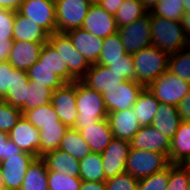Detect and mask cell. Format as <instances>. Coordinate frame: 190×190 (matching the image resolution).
I'll use <instances>...</instances> for the list:
<instances>
[{"instance_id":"7","label":"cell","mask_w":190,"mask_h":190,"mask_svg":"<svg viewBox=\"0 0 190 190\" xmlns=\"http://www.w3.org/2000/svg\"><path fill=\"white\" fill-rule=\"evenodd\" d=\"M122 44L127 54H134L142 48L152 46L151 12L133 23L118 28Z\"/></svg>"},{"instance_id":"58","label":"cell","mask_w":190,"mask_h":190,"mask_svg":"<svg viewBox=\"0 0 190 190\" xmlns=\"http://www.w3.org/2000/svg\"><path fill=\"white\" fill-rule=\"evenodd\" d=\"M0 190H5V185H4L2 171H1V166H0Z\"/></svg>"},{"instance_id":"21","label":"cell","mask_w":190,"mask_h":190,"mask_svg":"<svg viewBox=\"0 0 190 190\" xmlns=\"http://www.w3.org/2000/svg\"><path fill=\"white\" fill-rule=\"evenodd\" d=\"M79 132L88 143L91 152L96 153H102L114 138L107 119H101L96 124L85 125V128Z\"/></svg>"},{"instance_id":"51","label":"cell","mask_w":190,"mask_h":190,"mask_svg":"<svg viewBox=\"0 0 190 190\" xmlns=\"http://www.w3.org/2000/svg\"><path fill=\"white\" fill-rule=\"evenodd\" d=\"M14 40H0V62L8 61Z\"/></svg>"},{"instance_id":"42","label":"cell","mask_w":190,"mask_h":190,"mask_svg":"<svg viewBox=\"0 0 190 190\" xmlns=\"http://www.w3.org/2000/svg\"><path fill=\"white\" fill-rule=\"evenodd\" d=\"M169 183V166L138 182V190H166Z\"/></svg>"},{"instance_id":"22","label":"cell","mask_w":190,"mask_h":190,"mask_svg":"<svg viewBox=\"0 0 190 190\" xmlns=\"http://www.w3.org/2000/svg\"><path fill=\"white\" fill-rule=\"evenodd\" d=\"M49 34L31 19L15 11L13 40L30 42H47Z\"/></svg>"},{"instance_id":"61","label":"cell","mask_w":190,"mask_h":190,"mask_svg":"<svg viewBox=\"0 0 190 190\" xmlns=\"http://www.w3.org/2000/svg\"><path fill=\"white\" fill-rule=\"evenodd\" d=\"M187 47L190 48V35L187 37Z\"/></svg>"},{"instance_id":"32","label":"cell","mask_w":190,"mask_h":190,"mask_svg":"<svg viewBox=\"0 0 190 190\" xmlns=\"http://www.w3.org/2000/svg\"><path fill=\"white\" fill-rule=\"evenodd\" d=\"M23 116L38 130L43 126L65 125L54 111L52 103L26 111Z\"/></svg>"},{"instance_id":"6","label":"cell","mask_w":190,"mask_h":190,"mask_svg":"<svg viewBox=\"0 0 190 190\" xmlns=\"http://www.w3.org/2000/svg\"><path fill=\"white\" fill-rule=\"evenodd\" d=\"M146 88L160 103L177 106L190 91V83L167 70Z\"/></svg>"},{"instance_id":"24","label":"cell","mask_w":190,"mask_h":190,"mask_svg":"<svg viewBox=\"0 0 190 190\" xmlns=\"http://www.w3.org/2000/svg\"><path fill=\"white\" fill-rule=\"evenodd\" d=\"M181 123L177 106L160 103L151 126L172 139Z\"/></svg>"},{"instance_id":"29","label":"cell","mask_w":190,"mask_h":190,"mask_svg":"<svg viewBox=\"0 0 190 190\" xmlns=\"http://www.w3.org/2000/svg\"><path fill=\"white\" fill-rule=\"evenodd\" d=\"M53 91V89L45 85L34 84V81L29 80V85L26 87L25 104L20 109L22 114L30 109L51 103Z\"/></svg>"},{"instance_id":"41","label":"cell","mask_w":190,"mask_h":190,"mask_svg":"<svg viewBox=\"0 0 190 190\" xmlns=\"http://www.w3.org/2000/svg\"><path fill=\"white\" fill-rule=\"evenodd\" d=\"M22 115L20 109L0 99V131L9 133Z\"/></svg>"},{"instance_id":"31","label":"cell","mask_w":190,"mask_h":190,"mask_svg":"<svg viewBox=\"0 0 190 190\" xmlns=\"http://www.w3.org/2000/svg\"><path fill=\"white\" fill-rule=\"evenodd\" d=\"M79 178L82 181H106L101 153L91 152L80 160Z\"/></svg>"},{"instance_id":"52","label":"cell","mask_w":190,"mask_h":190,"mask_svg":"<svg viewBox=\"0 0 190 190\" xmlns=\"http://www.w3.org/2000/svg\"><path fill=\"white\" fill-rule=\"evenodd\" d=\"M79 190H106L105 182L82 181Z\"/></svg>"},{"instance_id":"13","label":"cell","mask_w":190,"mask_h":190,"mask_svg":"<svg viewBox=\"0 0 190 190\" xmlns=\"http://www.w3.org/2000/svg\"><path fill=\"white\" fill-rule=\"evenodd\" d=\"M37 157L23 152L12 155L9 159L3 160L0 164L5 190H19L26 171Z\"/></svg>"},{"instance_id":"20","label":"cell","mask_w":190,"mask_h":190,"mask_svg":"<svg viewBox=\"0 0 190 190\" xmlns=\"http://www.w3.org/2000/svg\"><path fill=\"white\" fill-rule=\"evenodd\" d=\"M66 34L70 37L73 46L90 64L97 63L103 46V38L95 37L83 28L69 30Z\"/></svg>"},{"instance_id":"14","label":"cell","mask_w":190,"mask_h":190,"mask_svg":"<svg viewBox=\"0 0 190 190\" xmlns=\"http://www.w3.org/2000/svg\"><path fill=\"white\" fill-rule=\"evenodd\" d=\"M81 28L95 37L103 39L118 31L114 15L107 12L99 4H91Z\"/></svg>"},{"instance_id":"23","label":"cell","mask_w":190,"mask_h":190,"mask_svg":"<svg viewBox=\"0 0 190 190\" xmlns=\"http://www.w3.org/2000/svg\"><path fill=\"white\" fill-rule=\"evenodd\" d=\"M41 158L45 162L48 171L79 177L80 161L67 152L57 149L46 153Z\"/></svg>"},{"instance_id":"59","label":"cell","mask_w":190,"mask_h":190,"mask_svg":"<svg viewBox=\"0 0 190 190\" xmlns=\"http://www.w3.org/2000/svg\"><path fill=\"white\" fill-rule=\"evenodd\" d=\"M184 1V10L185 12L190 11V0H183Z\"/></svg>"},{"instance_id":"60","label":"cell","mask_w":190,"mask_h":190,"mask_svg":"<svg viewBox=\"0 0 190 190\" xmlns=\"http://www.w3.org/2000/svg\"><path fill=\"white\" fill-rule=\"evenodd\" d=\"M90 4H99L101 0H88Z\"/></svg>"},{"instance_id":"12","label":"cell","mask_w":190,"mask_h":190,"mask_svg":"<svg viewBox=\"0 0 190 190\" xmlns=\"http://www.w3.org/2000/svg\"><path fill=\"white\" fill-rule=\"evenodd\" d=\"M51 103L59 120L68 128H72L77 118L76 81L65 83L53 91Z\"/></svg>"},{"instance_id":"17","label":"cell","mask_w":190,"mask_h":190,"mask_svg":"<svg viewBox=\"0 0 190 190\" xmlns=\"http://www.w3.org/2000/svg\"><path fill=\"white\" fill-rule=\"evenodd\" d=\"M130 143L131 148L163 153L169 159L171 139L151 125L141 126Z\"/></svg>"},{"instance_id":"54","label":"cell","mask_w":190,"mask_h":190,"mask_svg":"<svg viewBox=\"0 0 190 190\" xmlns=\"http://www.w3.org/2000/svg\"><path fill=\"white\" fill-rule=\"evenodd\" d=\"M181 24L184 29V33L186 34V37L190 35V11L185 12L183 14V17L181 19Z\"/></svg>"},{"instance_id":"35","label":"cell","mask_w":190,"mask_h":190,"mask_svg":"<svg viewBox=\"0 0 190 190\" xmlns=\"http://www.w3.org/2000/svg\"><path fill=\"white\" fill-rule=\"evenodd\" d=\"M38 61L48 66L65 83H68V65L48 41L44 43Z\"/></svg>"},{"instance_id":"15","label":"cell","mask_w":190,"mask_h":190,"mask_svg":"<svg viewBox=\"0 0 190 190\" xmlns=\"http://www.w3.org/2000/svg\"><path fill=\"white\" fill-rule=\"evenodd\" d=\"M9 138L23 152L40 158V132L23 115L9 132Z\"/></svg>"},{"instance_id":"46","label":"cell","mask_w":190,"mask_h":190,"mask_svg":"<svg viewBox=\"0 0 190 190\" xmlns=\"http://www.w3.org/2000/svg\"><path fill=\"white\" fill-rule=\"evenodd\" d=\"M15 11L0 8V40H13Z\"/></svg>"},{"instance_id":"38","label":"cell","mask_w":190,"mask_h":190,"mask_svg":"<svg viewBox=\"0 0 190 190\" xmlns=\"http://www.w3.org/2000/svg\"><path fill=\"white\" fill-rule=\"evenodd\" d=\"M168 70L190 83V48L181 49L169 55Z\"/></svg>"},{"instance_id":"48","label":"cell","mask_w":190,"mask_h":190,"mask_svg":"<svg viewBox=\"0 0 190 190\" xmlns=\"http://www.w3.org/2000/svg\"><path fill=\"white\" fill-rule=\"evenodd\" d=\"M23 153V150L17 147L9 138L7 142L0 145V164L3 160L9 159L12 155Z\"/></svg>"},{"instance_id":"9","label":"cell","mask_w":190,"mask_h":190,"mask_svg":"<svg viewBox=\"0 0 190 190\" xmlns=\"http://www.w3.org/2000/svg\"><path fill=\"white\" fill-rule=\"evenodd\" d=\"M18 12L38 24L49 35L56 32V9L53 0H23Z\"/></svg>"},{"instance_id":"25","label":"cell","mask_w":190,"mask_h":190,"mask_svg":"<svg viewBox=\"0 0 190 190\" xmlns=\"http://www.w3.org/2000/svg\"><path fill=\"white\" fill-rule=\"evenodd\" d=\"M187 156H190V122H181L171 139L169 162L179 164Z\"/></svg>"},{"instance_id":"53","label":"cell","mask_w":190,"mask_h":190,"mask_svg":"<svg viewBox=\"0 0 190 190\" xmlns=\"http://www.w3.org/2000/svg\"><path fill=\"white\" fill-rule=\"evenodd\" d=\"M23 0H0V8L18 11Z\"/></svg>"},{"instance_id":"19","label":"cell","mask_w":190,"mask_h":190,"mask_svg":"<svg viewBox=\"0 0 190 190\" xmlns=\"http://www.w3.org/2000/svg\"><path fill=\"white\" fill-rule=\"evenodd\" d=\"M44 43L14 40L8 62L16 69L27 71L38 61Z\"/></svg>"},{"instance_id":"37","label":"cell","mask_w":190,"mask_h":190,"mask_svg":"<svg viewBox=\"0 0 190 190\" xmlns=\"http://www.w3.org/2000/svg\"><path fill=\"white\" fill-rule=\"evenodd\" d=\"M68 127L66 125L43 126L40 132V157L48 152L57 150L64 133Z\"/></svg>"},{"instance_id":"8","label":"cell","mask_w":190,"mask_h":190,"mask_svg":"<svg viewBox=\"0 0 190 190\" xmlns=\"http://www.w3.org/2000/svg\"><path fill=\"white\" fill-rule=\"evenodd\" d=\"M90 6L88 0L56 1V32L66 33L81 28Z\"/></svg>"},{"instance_id":"27","label":"cell","mask_w":190,"mask_h":190,"mask_svg":"<svg viewBox=\"0 0 190 190\" xmlns=\"http://www.w3.org/2000/svg\"><path fill=\"white\" fill-rule=\"evenodd\" d=\"M19 190H48V170L41 157L28 167Z\"/></svg>"},{"instance_id":"45","label":"cell","mask_w":190,"mask_h":190,"mask_svg":"<svg viewBox=\"0 0 190 190\" xmlns=\"http://www.w3.org/2000/svg\"><path fill=\"white\" fill-rule=\"evenodd\" d=\"M107 66L111 71L123 75L127 80L135 81V67L131 54H126L122 60L111 62V65Z\"/></svg>"},{"instance_id":"26","label":"cell","mask_w":190,"mask_h":190,"mask_svg":"<svg viewBox=\"0 0 190 190\" xmlns=\"http://www.w3.org/2000/svg\"><path fill=\"white\" fill-rule=\"evenodd\" d=\"M159 105L160 102L157 98L147 88H144L132 107L133 113L136 114V118L141 126L151 125Z\"/></svg>"},{"instance_id":"34","label":"cell","mask_w":190,"mask_h":190,"mask_svg":"<svg viewBox=\"0 0 190 190\" xmlns=\"http://www.w3.org/2000/svg\"><path fill=\"white\" fill-rule=\"evenodd\" d=\"M29 80L34 81V84L45 85L53 90L62 87L65 82L57 76L48 66L40 64L36 61L27 71Z\"/></svg>"},{"instance_id":"39","label":"cell","mask_w":190,"mask_h":190,"mask_svg":"<svg viewBox=\"0 0 190 190\" xmlns=\"http://www.w3.org/2000/svg\"><path fill=\"white\" fill-rule=\"evenodd\" d=\"M153 15L181 22L184 10L183 0H160L150 11Z\"/></svg>"},{"instance_id":"33","label":"cell","mask_w":190,"mask_h":190,"mask_svg":"<svg viewBox=\"0 0 190 190\" xmlns=\"http://www.w3.org/2000/svg\"><path fill=\"white\" fill-rule=\"evenodd\" d=\"M127 53L118 33L104 38L102 50L97 64L111 65V62L122 60Z\"/></svg>"},{"instance_id":"49","label":"cell","mask_w":190,"mask_h":190,"mask_svg":"<svg viewBox=\"0 0 190 190\" xmlns=\"http://www.w3.org/2000/svg\"><path fill=\"white\" fill-rule=\"evenodd\" d=\"M181 122H190V91L183 97L177 105Z\"/></svg>"},{"instance_id":"4","label":"cell","mask_w":190,"mask_h":190,"mask_svg":"<svg viewBox=\"0 0 190 190\" xmlns=\"http://www.w3.org/2000/svg\"><path fill=\"white\" fill-rule=\"evenodd\" d=\"M48 42L68 65V83L81 80L91 64L73 46L70 37L66 33L54 32L49 35Z\"/></svg>"},{"instance_id":"16","label":"cell","mask_w":190,"mask_h":190,"mask_svg":"<svg viewBox=\"0 0 190 190\" xmlns=\"http://www.w3.org/2000/svg\"><path fill=\"white\" fill-rule=\"evenodd\" d=\"M127 79L114 71H111L108 66L101 64H91L89 70L81 81L89 88L94 89L100 94L107 91V89H113L118 87Z\"/></svg>"},{"instance_id":"50","label":"cell","mask_w":190,"mask_h":190,"mask_svg":"<svg viewBox=\"0 0 190 190\" xmlns=\"http://www.w3.org/2000/svg\"><path fill=\"white\" fill-rule=\"evenodd\" d=\"M124 0H101L99 5L107 12L115 15Z\"/></svg>"},{"instance_id":"5","label":"cell","mask_w":190,"mask_h":190,"mask_svg":"<svg viewBox=\"0 0 190 190\" xmlns=\"http://www.w3.org/2000/svg\"><path fill=\"white\" fill-rule=\"evenodd\" d=\"M169 165V159L163 153L131 148L126 161V172L140 180L163 171Z\"/></svg>"},{"instance_id":"18","label":"cell","mask_w":190,"mask_h":190,"mask_svg":"<svg viewBox=\"0 0 190 190\" xmlns=\"http://www.w3.org/2000/svg\"><path fill=\"white\" fill-rule=\"evenodd\" d=\"M107 121L115 138L131 141L140 130L133 108L108 113Z\"/></svg>"},{"instance_id":"36","label":"cell","mask_w":190,"mask_h":190,"mask_svg":"<svg viewBox=\"0 0 190 190\" xmlns=\"http://www.w3.org/2000/svg\"><path fill=\"white\" fill-rule=\"evenodd\" d=\"M149 11L140 0H124L114 15L117 27L128 25L146 15Z\"/></svg>"},{"instance_id":"30","label":"cell","mask_w":190,"mask_h":190,"mask_svg":"<svg viewBox=\"0 0 190 190\" xmlns=\"http://www.w3.org/2000/svg\"><path fill=\"white\" fill-rule=\"evenodd\" d=\"M16 84H29L26 71L14 68L8 61L0 62V99Z\"/></svg>"},{"instance_id":"2","label":"cell","mask_w":190,"mask_h":190,"mask_svg":"<svg viewBox=\"0 0 190 190\" xmlns=\"http://www.w3.org/2000/svg\"><path fill=\"white\" fill-rule=\"evenodd\" d=\"M169 53L148 46L132 54L135 67V81L145 88L168 70Z\"/></svg>"},{"instance_id":"40","label":"cell","mask_w":190,"mask_h":190,"mask_svg":"<svg viewBox=\"0 0 190 190\" xmlns=\"http://www.w3.org/2000/svg\"><path fill=\"white\" fill-rule=\"evenodd\" d=\"M81 183L79 177L48 171V190H79Z\"/></svg>"},{"instance_id":"44","label":"cell","mask_w":190,"mask_h":190,"mask_svg":"<svg viewBox=\"0 0 190 190\" xmlns=\"http://www.w3.org/2000/svg\"><path fill=\"white\" fill-rule=\"evenodd\" d=\"M139 180L124 172L105 181L106 190H138Z\"/></svg>"},{"instance_id":"43","label":"cell","mask_w":190,"mask_h":190,"mask_svg":"<svg viewBox=\"0 0 190 190\" xmlns=\"http://www.w3.org/2000/svg\"><path fill=\"white\" fill-rule=\"evenodd\" d=\"M190 175L179 165H169V183L166 190H188Z\"/></svg>"},{"instance_id":"10","label":"cell","mask_w":190,"mask_h":190,"mask_svg":"<svg viewBox=\"0 0 190 190\" xmlns=\"http://www.w3.org/2000/svg\"><path fill=\"white\" fill-rule=\"evenodd\" d=\"M144 88L136 81L126 80L118 87L107 89L102 93V98L108 113L132 108Z\"/></svg>"},{"instance_id":"3","label":"cell","mask_w":190,"mask_h":190,"mask_svg":"<svg viewBox=\"0 0 190 190\" xmlns=\"http://www.w3.org/2000/svg\"><path fill=\"white\" fill-rule=\"evenodd\" d=\"M152 46L169 54L187 48V37L181 22L151 13Z\"/></svg>"},{"instance_id":"47","label":"cell","mask_w":190,"mask_h":190,"mask_svg":"<svg viewBox=\"0 0 190 190\" xmlns=\"http://www.w3.org/2000/svg\"><path fill=\"white\" fill-rule=\"evenodd\" d=\"M29 84H16L8 90L7 95L2 99L11 106L21 109L25 104L26 87Z\"/></svg>"},{"instance_id":"11","label":"cell","mask_w":190,"mask_h":190,"mask_svg":"<svg viewBox=\"0 0 190 190\" xmlns=\"http://www.w3.org/2000/svg\"><path fill=\"white\" fill-rule=\"evenodd\" d=\"M131 149V143L113 138L101 153L105 180L126 172V161Z\"/></svg>"},{"instance_id":"57","label":"cell","mask_w":190,"mask_h":190,"mask_svg":"<svg viewBox=\"0 0 190 190\" xmlns=\"http://www.w3.org/2000/svg\"><path fill=\"white\" fill-rule=\"evenodd\" d=\"M9 139V133L0 131V145H3Z\"/></svg>"},{"instance_id":"1","label":"cell","mask_w":190,"mask_h":190,"mask_svg":"<svg viewBox=\"0 0 190 190\" xmlns=\"http://www.w3.org/2000/svg\"><path fill=\"white\" fill-rule=\"evenodd\" d=\"M77 118L73 129L85 128V125L96 124L101 119H107L108 111L102 94L89 88L81 80H76Z\"/></svg>"},{"instance_id":"55","label":"cell","mask_w":190,"mask_h":190,"mask_svg":"<svg viewBox=\"0 0 190 190\" xmlns=\"http://www.w3.org/2000/svg\"><path fill=\"white\" fill-rule=\"evenodd\" d=\"M148 11H151L160 0H140Z\"/></svg>"},{"instance_id":"28","label":"cell","mask_w":190,"mask_h":190,"mask_svg":"<svg viewBox=\"0 0 190 190\" xmlns=\"http://www.w3.org/2000/svg\"><path fill=\"white\" fill-rule=\"evenodd\" d=\"M58 149L67 152L79 161L91 153L88 143L82 138L80 132L73 128L66 130Z\"/></svg>"},{"instance_id":"56","label":"cell","mask_w":190,"mask_h":190,"mask_svg":"<svg viewBox=\"0 0 190 190\" xmlns=\"http://www.w3.org/2000/svg\"><path fill=\"white\" fill-rule=\"evenodd\" d=\"M179 165L190 175V156H187Z\"/></svg>"}]
</instances>
